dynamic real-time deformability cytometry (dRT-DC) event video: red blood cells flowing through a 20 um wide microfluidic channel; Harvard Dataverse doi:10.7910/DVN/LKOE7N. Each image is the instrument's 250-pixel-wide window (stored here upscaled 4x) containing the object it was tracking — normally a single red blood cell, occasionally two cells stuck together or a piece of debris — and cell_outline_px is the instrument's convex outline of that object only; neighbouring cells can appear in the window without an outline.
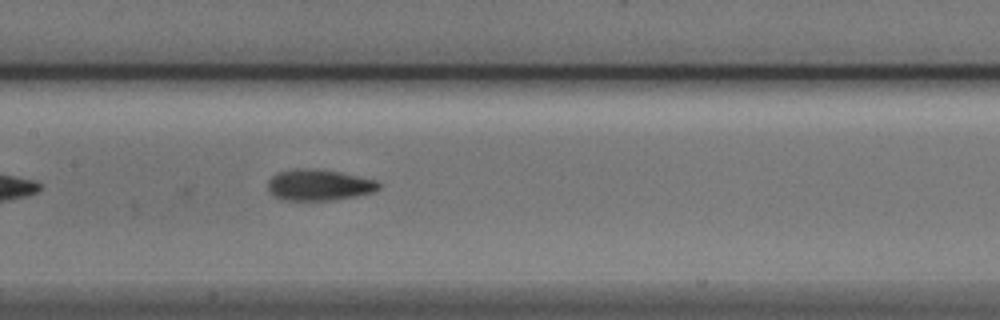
{"species": "Egyptian fruit bat (a non-hibernating species)", "species_latin": "Rousettus aegyptiacus", "temperature_condition": "cold", "stored_images_in_passage": 25, "camera_frame_rate_fps": 3000, "um_per_image_px": 0.085, "animal": {"sex": "male"}, "frame": {"image": 1, "passage_image": 12, "time_ms": 3.667, "image_size_px": [1000, 320], "cell_outline_px": [[380, 188], [372, 192], [356, 196], [332, 200], [280, 200], [272, 196], [268, 188], [268, 180], [272, 176], [280, 172], [296, 168], [312, 168], [340, 172], [376, 180], [380, 184]], "centroid_in_image_um": [27.08, 15.72], "position_along_channel_um": 180.3, "area_um2": 20.17}}
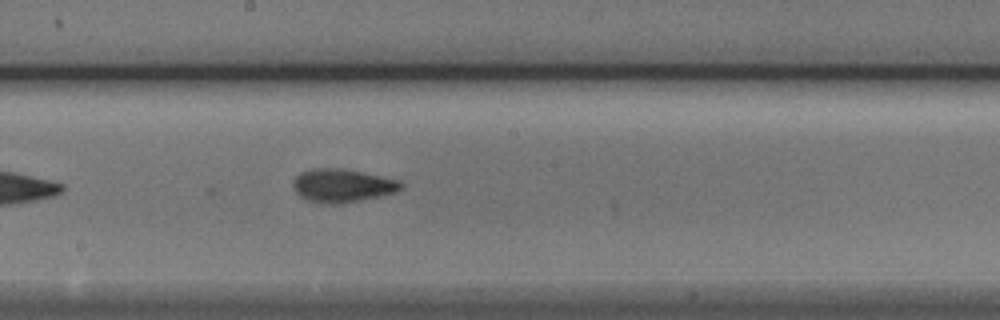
{"frame": {"image": 2, "passage_image": 15, "time_ms": 4.667, "image_size_px": [1000, 320], "cell_outline_px": [[404, 188], [396, 192], [380, 196], [360, 200], [332, 204], [308, 200], [300, 196], [296, 192], [292, 184], [296, 176], [300, 172], [312, 168], [340, 168], [400, 180], [404, 184]], "centroid_in_image_um": [29.11, 15.76], "position_along_channel_um": 219.1, "area_um2": 20.75}}
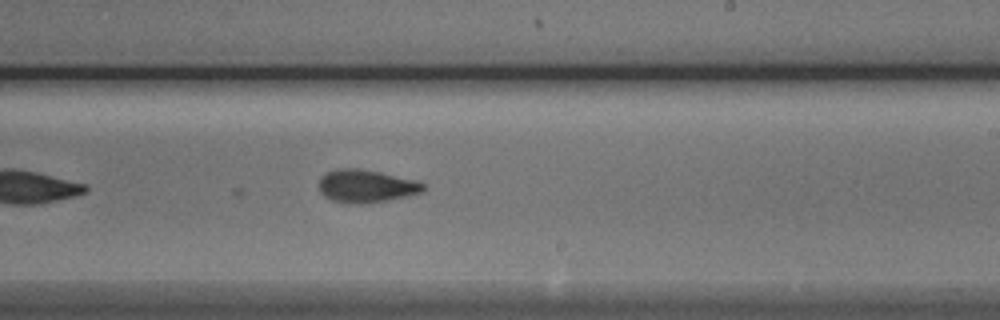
{"frame": {"image": 3, "passage_image": 18, "time_ms": 5.667, "image_size_px": [1000, 320], "cell_outline_px": [[424, 188], [420, 192], [388, 200], [360, 204], [352, 204], [332, 200], [324, 196], [320, 192], [320, 176], [336, 168], [360, 168], [380, 172], [412, 180], [424, 184]], "centroid_in_image_um": [31.05, 15.81], "position_along_channel_um": 258.0, "area_um2": 19.65}}